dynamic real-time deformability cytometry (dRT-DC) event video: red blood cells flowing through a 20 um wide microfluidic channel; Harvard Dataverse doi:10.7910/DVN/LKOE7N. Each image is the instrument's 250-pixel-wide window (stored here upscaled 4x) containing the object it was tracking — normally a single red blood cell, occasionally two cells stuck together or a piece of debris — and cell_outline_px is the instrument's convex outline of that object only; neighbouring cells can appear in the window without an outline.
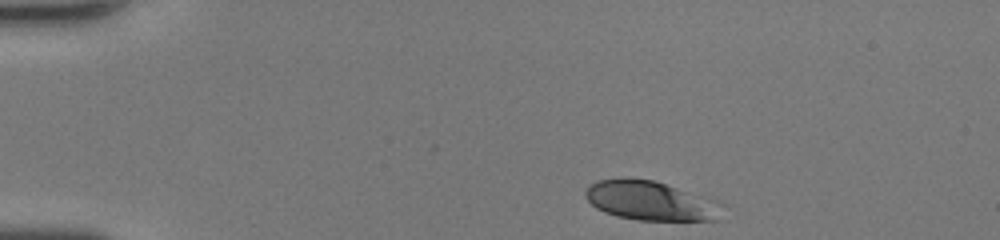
{"species": "human", "species_latin": "Homo sapiens", "temperature_condition": "room temperature", "stored_images_in_passage": 34, "camera_frame_rate_fps": 3000, "um_per_image_px": 0.085, "donor": {"sex": "female"}, "frame": {"image": 1, "passage_image": 1, "time_ms": 0.0, "image_size_px": [1000, 240], "cell_outline_px": [[724, 204], [716, 220], [640, 220], [620, 216], [604, 212], [596, 208], [584, 196], [584, 192], [596, 180], [620, 176], [652, 180], [716, 200]], "centroid_in_image_um": [55.25, 17.04], "position_along_channel_um": 29.7, "area_um2": 31.27}}
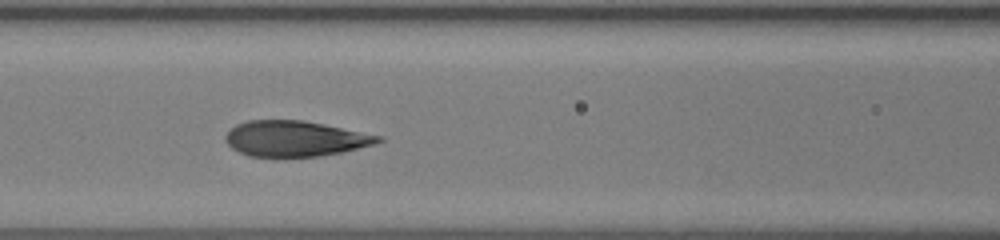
{"frame": {"image": 2, "passage_image": 14, "time_ms": 4.333, "image_size_px": [1000, 240], "cell_outline_px": [[384, 140], [372, 144], [340, 152], [320, 156], [248, 156], [232, 148], [224, 140], [224, 136], [236, 124], [248, 120], [300, 120], [384, 136]], "centroid_in_image_um": [25.04, 11.77], "position_along_channel_um": 141.6, "area_um2": 31.21}}
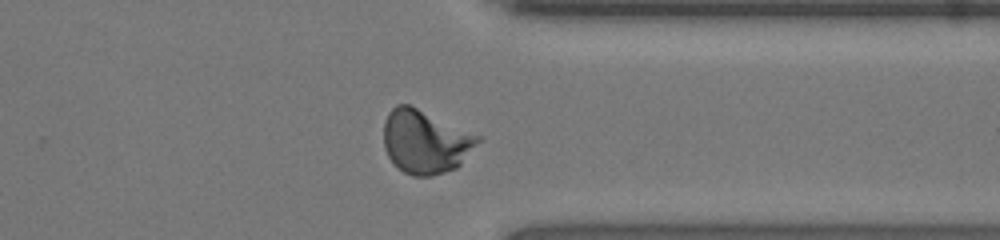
{"frame": {"image": 3, "passage_image": 30, "time_ms": 9.667, "image_size_px": [1000, 240], "cell_outline_px": [[484, 136], [460, 164], [456, 168], [432, 176], [412, 176], [404, 172], [388, 156], [384, 148], [384, 120], [388, 112], [396, 104], [408, 104]], "centroid_in_image_um": [36.17, 12.02], "position_along_channel_um": 375.2, "area_um2": 34.97}, "authors_computed_cell_mechanics": {"area_um2": 32.5125, "velocity_mm_per_s": 4.4028, "shape_relaxation_time_tau1_ms": 3.7964, "shape_relaxation_time_tau2_ms": null, "deformation_change_tau1": 0.2115, "deformation_change_tau2": null}}